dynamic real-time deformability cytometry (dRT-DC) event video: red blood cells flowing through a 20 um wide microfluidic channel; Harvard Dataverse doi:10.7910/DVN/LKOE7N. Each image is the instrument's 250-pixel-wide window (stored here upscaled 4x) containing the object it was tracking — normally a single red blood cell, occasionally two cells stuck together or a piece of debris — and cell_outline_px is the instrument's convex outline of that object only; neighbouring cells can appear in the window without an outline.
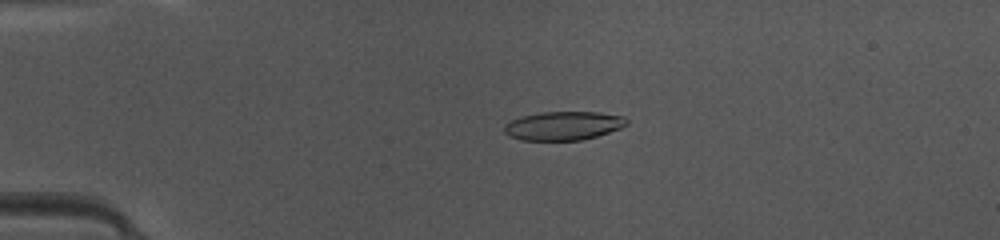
{"species": "common noctule bat (a hibernating species)", "species_latin": "Nyctalus noctula", "temperature_condition": "warm", "stored_images_in_passage": 43, "camera_frame_rate_fps": 3000, "um_per_image_px": 0.085, "animal": {"sex": "female", "body_mass_g": 10.0, "forearm_length_mm": 53.1}, "frame": {"image": 1, "passage_image": 6, "time_ms": 1.667, "image_size_px": [1000, 240], "cell_outline_px": [[628, 124], [620, 128], [596, 136], [580, 140], [520, 140], [508, 136], [504, 132], [504, 124], [520, 116], [540, 112], [600, 112], [624, 116], [628, 120]], "centroid_in_image_um": [47.87, 10.68], "position_along_channel_um": 37.1, "area_um2": 20.58}}
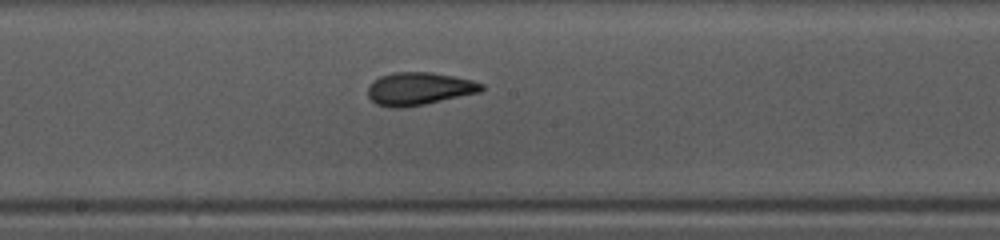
{"frame": {"image": 2, "passage_image": 21, "time_ms": 6.667, "image_size_px": [1000, 240], "cell_outline_px": [[484, 88], [480, 92], [424, 104], [404, 108], [392, 108], [376, 104], [368, 96], [368, 88], [372, 80], [380, 76], [392, 72], [432, 72], [472, 80], [484, 84]], "centroid_in_image_um": [35.59, 7.54], "position_along_channel_um": 212.6, "area_um2": 21.73}}
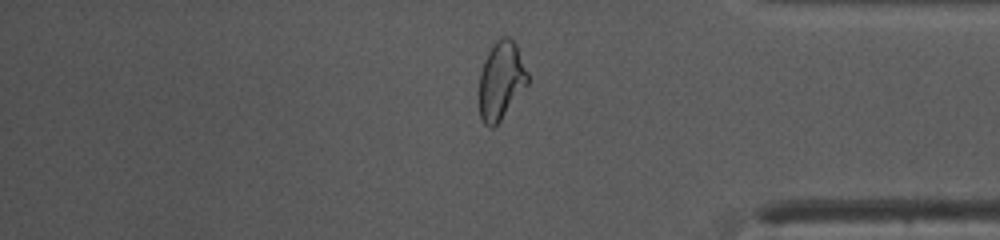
{"frame": {"image": 3, "passage_image": 35, "time_ms": 11.333, "image_size_px": [1000, 240], "cell_outline_px": [[528, 84], [500, 120], [492, 128], [488, 128], [484, 124], [480, 116], [480, 72], [484, 60], [492, 44], [500, 36], [508, 36], [516, 44], [528, 72]], "centroid_in_image_um": [42.59, 6.82], "position_along_channel_um": 392.6, "area_um2": 21.96}, "authors_computed_cell_mechanics": {"area_um2": 21.3282, "velocity_mm_per_s": 4.1907, "shape_relaxation_time_tau1_ms": 4.5073, "shape_relaxation_time_tau2_ms": 1.4996, "deformation_change_tau1": 0.1689, "deformation_change_tau2": 0.0765}}